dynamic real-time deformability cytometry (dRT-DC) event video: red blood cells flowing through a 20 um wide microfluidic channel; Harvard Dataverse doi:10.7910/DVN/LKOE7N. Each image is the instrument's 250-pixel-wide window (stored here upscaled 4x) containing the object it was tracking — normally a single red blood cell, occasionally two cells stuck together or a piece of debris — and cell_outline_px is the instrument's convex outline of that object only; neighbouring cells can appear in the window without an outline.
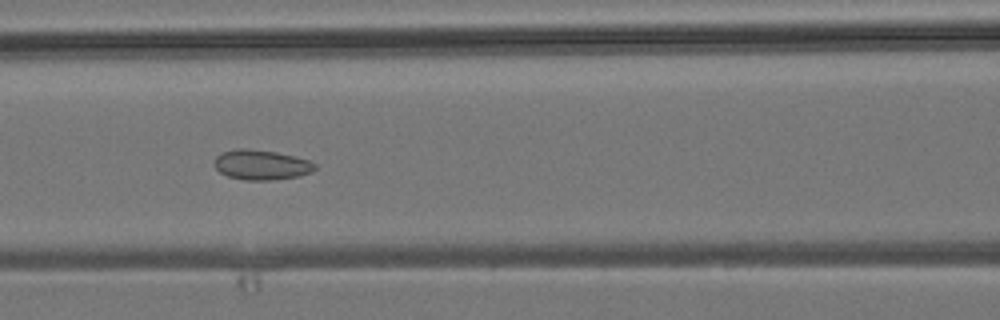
{"species": "common noctule bat (a hibernating species)", "species_latin": "Nyctalus noctula", "temperature_condition": "room temperature", "stored_images_in_passage": 7, "camera_frame_rate_fps": 3000, "um_per_image_px": 0.085, "animal": {"sex": "male", "body_mass_g": 19.2, "forearm_length_mm": 51.8}, "frame": {"image": 1, "passage_image": 5, "time_ms": 4.667, "image_size_px": [1000, 320], "cell_outline_px": [[316, 168], [312, 172], [300, 176], [268, 180], [244, 180], [228, 176], [220, 172], [216, 168], [216, 156], [224, 152], [236, 148], [244, 148], [276, 152], [296, 156], [308, 160], [316, 164]], "centroid_in_image_um": [22.25, 14.01], "position_along_channel_um": 144.3, "area_um2": 17.46}}
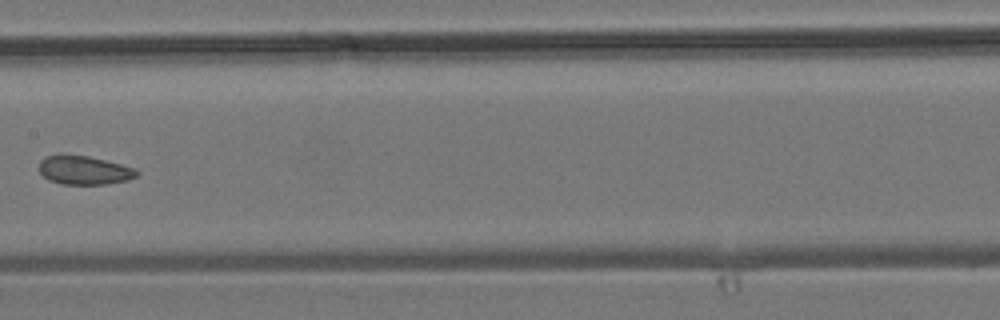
{"frame": {"image": 2, "passage_image": 6, "time_ms": 6.0, "image_size_px": [1000, 320], "cell_outline_px": [[140, 172], [136, 176], [128, 180], [104, 184], [64, 184], [48, 180], [40, 172], [40, 160], [44, 156], [60, 152], [64, 152], [88, 156], [136, 168]], "centroid_in_image_um": [7.11, 14.43], "position_along_channel_um": 200.3, "area_um2": 16.7}}
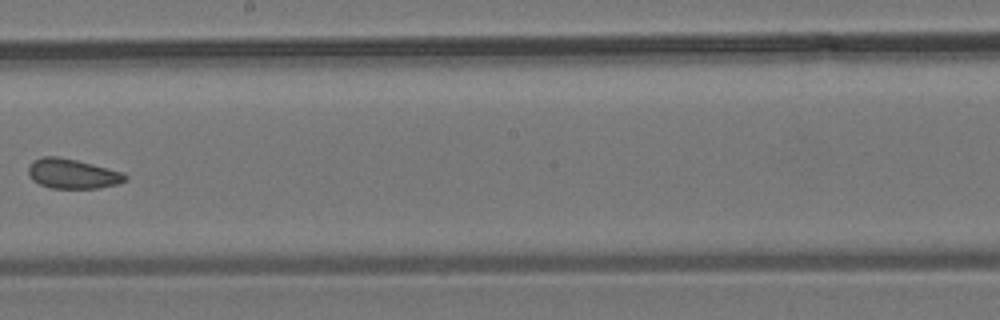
{"frame": {"image": 3, "passage_image": 7, "time_ms": 7.0, "image_size_px": [1000, 320], "cell_outline_px": [[128, 180], [116, 184], [100, 188], [52, 188], [40, 184], [32, 180], [28, 172], [28, 164], [32, 160], [44, 156], [56, 156], [76, 160], [92, 164], [120, 172], [128, 176]], "centroid_in_image_um": [6.12, 14.76], "position_along_channel_um": 242.1, "area_um2": 16.7}}